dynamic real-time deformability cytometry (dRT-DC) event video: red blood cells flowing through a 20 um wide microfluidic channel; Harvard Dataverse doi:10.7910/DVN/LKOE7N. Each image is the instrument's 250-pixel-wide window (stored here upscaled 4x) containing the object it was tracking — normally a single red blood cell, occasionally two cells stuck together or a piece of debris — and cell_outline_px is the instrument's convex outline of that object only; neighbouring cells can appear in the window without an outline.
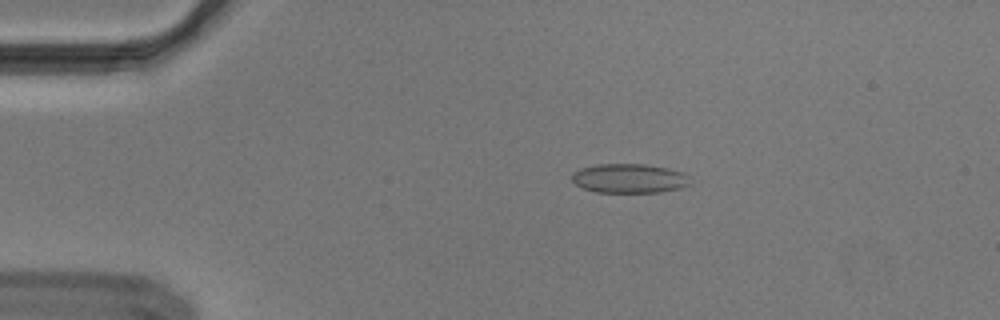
{"species": "Egyptian fruit bat (a non-hibernating species)", "species_latin": "Rousettus aegyptiacus", "temperature_condition": "cold", "stored_images_in_passage": 55, "camera_frame_rate_fps": 3000, "um_per_image_px": 0.085, "animal": {"sex": "male"}, "frame": {"image": 1, "passage_image": 11, "time_ms": 3.333, "image_size_px": [1000, 320], "cell_outline_px": [[688, 184], [680, 188], [660, 192], [596, 192], [584, 188], [576, 184], [572, 180], [572, 172], [580, 168], [596, 164], [644, 164], [668, 168], [684, 172], [688, 176]], "centroid_in_image_um": [53.46, 15.15], "position_along_channel_um": 31.5, "area_um2": 20.11}}
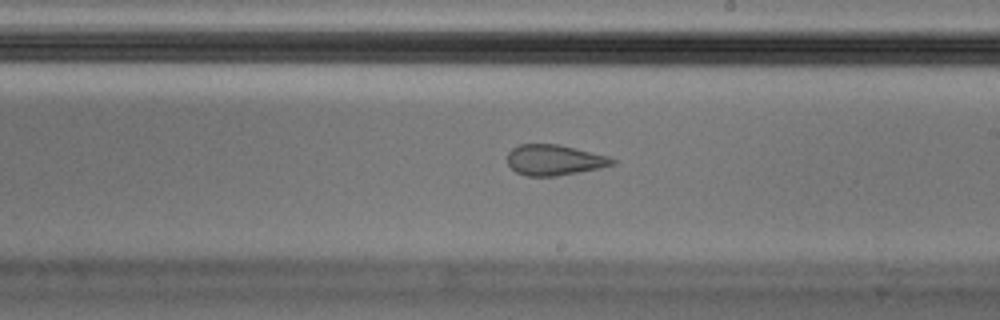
{"frame": {"image": 2, "passage_image": 32, "time_ms": 10.333, "image_size_px": [1000, 320], "cell_outline_px": [[616, 164], [600, 168], [556, 176], [528, 176], [516, 172], [508, 164], [508, 152], [512, 148], [520, 144], [560, 144], [608, 156], [616, 160]], "centroid_in_image_um": [47.13, 13.59], "position_along_channel_um": 241.9, "area_um2": 18.73}}
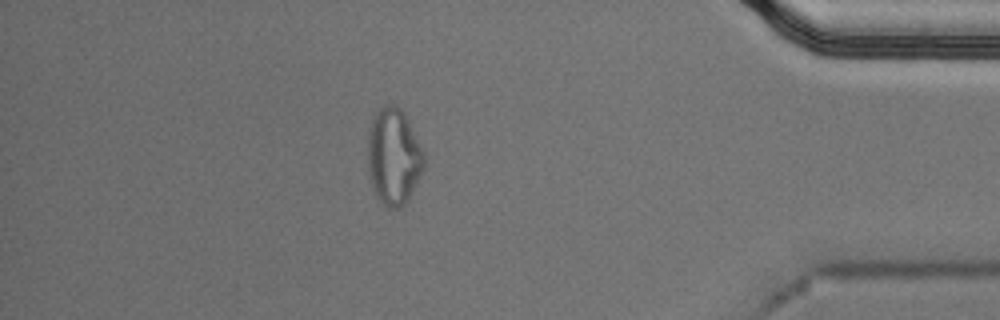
{"frame": {"image": 3, "passage_image": 48, "time_ms": 15.667, "image_size_px": [1000, 320], "cell_outline_px": [[424, 168], [408, 200], [400, 208], [388, 208], [376, 196], [368, 172], [368, 128], [372, 116], [384, 104], [392, 104], [400, 108], [404, 112], [424, 152]], "centroid_in_image_um": [33.45, 13.28], "position_along_channel_um": 401.8, "area_um2": 31.79}}